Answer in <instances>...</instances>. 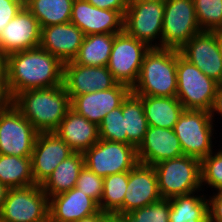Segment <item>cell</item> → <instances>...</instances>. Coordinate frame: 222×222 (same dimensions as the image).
Listing matches in <instances>:
<instances>
[{
    "instance_id": "cell-16",
    "label": "cell",
    "mask_w": 222,
    "mask_h": 222,
    "mask_svg": "<svg viewBox=\"0 0 222 222\" xmlns=\"http://www.w3.org/2000/svg\"><path fill=\"white\" fill-rule=\"evenodd\" d=\"M70 22L85 36L124 31V16L119 11L97 8L87 0H74Z\"/></svg>"
},
{
    "instance_id": "cell-8",
    "label": "cell",
    "mask_w": 222,
    "mask_h": 222,
    "mask_svg": "<svg viewBox=\"0 0 222 222\" xmlns=\"http://www.w3.org/2000/svg\"><path fill=\"white\" fill-rule=\"evenodd\" d=\"M161 48L180 50L202 30L198 24L194 0H164Z\"/></svg>"
},
{
    "instance_id": "cell-6",
    "label": "cell",
    "mask_w": 222,
    "mask_h": 222,
    "mask_svg": "<svg viewBox=\"0 0 222 222\" xmlns=\"http://www.w3.org/2000/svg\"><path fill=\"white\" fill-rule=\"evenodd\" d=\"M176 98L185 110L210 112L218 83L201 72L177 50Z\"/></svg>"
},
{
    "instance_id": "cell-17",
    "label": "cell",
    "mask_w": 222,
    "mask_h": 222,
    "mask_svg": "<svg viewBox=\"0 0 222 222\" xmlns=\"http://www.w3.org/2000/svg\"><path fill=\"white\" fill-rule=\"evenodd\" d=\"M40 41V24L24 6L3 29L0 35V50L7 56L10 53L39 47Z\"/></svg>"
},
{
    "instance_id": "cell-24",
    "label": "cell",
    "mask_w": 222,
    "mask_h": 222,
    "mask_svg": "<svg viewBox=\"0 0 222 222\" xmlns=\"http://www.w3.org/2000/svg\"><path fill=\"white\" fill-rule=\"evenodd\" d=\"M149 126L173 129L185 110L176 97L139 96Z\"/></svg>"
},
{
    "instance_id": "cell-44",
    "label": "cell",
    "mask_w": 222,
    "mask_h": 222,
    "mask_svg": "<svg viewBox=\"0 0 222 222\" xmlns=\"http://www.w3.org/2000/svg\"><path fill=\"white\" fill-rule=\"evenodd\" d=\"M9 190L10 188L8 186L0 183V211L2 209L3 203L5 202L7 198V194Z\"/></svg>"
},
{
    "instance_id": "cell-38",
    "label": "cell",
    "mask_w": 222,
    "mask_h": 222,
    "mask_svg": "<svg viewBox=\"0 0 222 222\" xmlns=\"http://www.w3.org/2000/svg\"><path fill=\"white\" fill-rule=\"evenodd\" d=\"M207 194L209 222H222V191Z\"/></svg>"
},
{
    "instance_id": "cell-21",
    "label": "cell",
    "mask_w": 222,
    "mask_h": 222,
    "mask_svg": "<svg viewBox=\"0 0 222 222\" xmlns=\"http://www.w3.org/2000/svg\"><path fill=\"white\" fill-rule=\"evenodd\" d=\"M85 34L73 23L41 28L40 47L57 57L63 64L77 56Z\"/></svg>"
},
{
    "instance_id": "cell-46",
    "label": "cell",
    "mask_w": 222,
    "mask_h": 222,
    "mask_svg": "<svg viewBox=\"0 0 222 222\" xmlns=\"http://www.w3.org/2000/svg\"><path fill=\"white\" fill-rule=\"evenodd\" d=\"M218 44H219V51L222 57V31H218Z\"/></svg>"
},
{
    "instance_id": "cell-45",
    "label": "cell",
    "mask_w": 222,
    "mask_h": 222,
    "mask_svg": "<svg viewBox=\"0 0 222 222\" xmlns=\"http://www.w3.org/2000/svg\"><path fill=\"white\" fill-rule=\"evenodd\" d=\"M6 56L0 50V76H7L5 71Z\"/></svg>"
},
{
    "instance_id": "cell-15",
    "label": "cell",
    "mask_w": 222,
    "mask_h": 222,
    "mask_svg": "<svg viewBox=\"0 0 222 222\" xmlns=\"http://www.w3.org/2000/svg\"><path fill=\"white\" fill-rule=\"evenodd\" d=\"M73 153L74 151L55 132L39 133L31 154L35 184L42 185L55 168Z\"/></svg>"
},
{
    "instance_id": "cell-34",
    "label": "cell",
    "mask_w": 222,
    "mask_h": 222,
    "mask_svg": "<svg viewBox=\"0 0 222 222\" xmlns=\"http://www.w3.org/2000/svg\"><path fill=\"white\" fill-rule=\"evenodd\" d=\"M100 139L127 144L125 117L122 115V104L110 111L99 124Z\"/></svg>"
},
{
    "instance_id": "cell-19",
    "label": "cell",
    "mask_w": 222,
    "mask_h": 222,
    "mask_svg": "<svg viewBox=\"0 0 222 222\" xmlns=\"http://www.w3.org/2000/svg\"><path fill=\"white\" fill-rule=\"evenodd\" d=\"M162 199L157 175L151 165L138 163L128 171V185L123 201V213L148 206Z\"/></svg>"
},
{
    "instance_id": "cell-9",
    "label": "cell",
    "mask_w": 222,
    "mask_h": 222,
    "mask_svg": "<svg viewBox=\"0 0 222 222\" xmlns=\"http://www.w3.org/2000/svg\"><path fill=\"white\" fill-rule=\"evenodd\" d=\"M149 49L145 42L125 31L118 33L114 37L107 68L118 83L132 89L138 81L144 55Z\"/></svg>"
},
{
    "instance_id": "cell-31",
    "label": "cell",
    "mask_w": 222,
    "mask_h": 222,
    "mask_svg": "<svg viewBox=\"0 0 222 222\" xmlns=\"http://www.w3.org/2000/svg\"><path fill=\"white\" fill-rule=\"evenodd\" d=\"M128 185V171L103 178V195L99 208L105 213H123V201Z\"/></svg>"
},
{
    "instance_id": "cell-27",
    "label": "cell",
    "mask_w": 222,
    "mask_h": 222,
    "mask_svg": "<svg viewBox=\"0 0 222 222\" xmlns=\"http://www.w3.org/2000/svg\"><path fill=\"white\" fill-rule=\"evenodd\" d=\"M116 34H91L84 37L73 62L83 66H107Z\"/></svg>"
},
{
    "instance_id": "cell-33",
    "label": "cell",
    "mask_w": 222,
    "mask_h": 222,
    "mask_svg": "<svg viewBox=\"0 0 222 222\" xmlns=\"http://www.w3.org/2000/svg\"><path fill=\"white\" fill-rule=\"evenodd\" d=\"M222 147L212 151L201 160V185L204 191H222ZM216 151V152H215ZM206 186V187H204ZM209 188V189H207Z\"/></svg>"
},
{
    "instance_id": "cell-30",
    "label": "cell",
    "mask_w": 222,
    "mask_h": 222,
    "mask_svg": "<svg viewBox=\"0 0 222 222\" xmlns=\"http://www.w3.org/2000/svg\"><path fill=\"white\" fill-rule=\"evenodd\" d=\"M0 183L9 188L34 185L31 156L0 154Z\"/></svg>"
},
{
    "instance_id": "cell-18",
    "label": "cell",
    "mask_w": 222,
    "mask_h": 222,
    "mask_svg": "<svg viewBox=\"0 0 222 222\" xmlns=\"http://www.w3.org/2000/svg\"><path fill=\"white\" fill-rule=\"evenodd\" d=\"M131 92L132 90L129 86L117 83L107 90L76 96L71 101V108L99 126L103 118L113 109L120 107Z\"/></svg>"
},
{
    "instance_id": "cell-23",
    "label": "cell",
    "mask_w": 222,
    "mask_h": 222,
    "mask_svg": "<svg viewBox=\"0 0 222 222\" xmlns=\"http://www.w3.org/2000/svg\"><path fill=\"white\" fill-rule=\"evenodd\" d=\"M55 133L74 152L84 153L100 140L99 127L70 108Z\"/></svg>"
},
{
    "instance_id": "cell-39",
    "label": "cell",
    "mask_w": 222,
    "mask_h": 222,
    "mask_svg": "<svg viewBox=\"0 0 222 222\" xmlns=\"http://www.w3.org/2000/svg\"><path fill=\"white\" fill-rule=\"evenodd\" d=\"M91 5L108 10L119 11L123 16L129 5L128 0H87Z\"/></svg>"
},
{
    "instance_id": "cell-41",
    "label": "cell",
    "mask_w": 222,
    "mask_h": 222,
    "mask_svg": "<svg viewBox=\"0 0 222 222\" xmlns=\"http://www.w3.org/2000/svg\"><path fill=\"white\" fill-rule=\"evenodd\" d=\"M210 115L214 122L216 121V115L222 117V83L218 84L217 86L214 102L210 110Z\"/></svg>"
},
{
    "instance_id": "cell-5",
    "label": "cell",
    "mask_w": 222,
    "mask_h": 222,
    "mask_svg": "<svg viewBox=\"0 0 222 222\" xmlns=\"http://www.w3.org/2000/svg\"><path fill=\"white\" fill-rule=\"evenodd\" d=\"M216 125L208 111L184 110L173 128L183 154L201 161L214 151L213 140L216 137L213 134H217L214 128Z\"/></svg>"
},
{
    "instance_id": "cell-37",
    "label": "cell",
    "mask_w": 222,
    "mask_h": 222,
    "mask_svg": "<svg viewBox=\"0 0 222 222\" xmlns=\"http://www.w3.org/2000/svg\"><path fill=\"white\" fill-rule=\"evenodd\" d=\"M24 6L25 0H0V35Z\"/></svg>"
},
{
    "instance_id": "cell-43",
    "label": "cell",
    "mask_w": 222,
    "mask_h": 222,
    "mask_svg": "<svg viewBox=\"0 0 222 222\" xmlns=\"http://www.w3.org/2000/svg\"><path fill=\"white\" fill-rule=\"evenodd\" d=\"M104 222H127L126 219L118 213H105Z\"/></svg>"
},
{
    "instance_id": "cell-47",
    "label": "cell",
    "mask_w": 222,
    "mask_h": 222,
    "mask_svg": "<svg viewBox=\"0 0 222 222\" xmlns=\"http://www.w3.org/2000/svg\"><path fill=\"white\" fill-rule=\"evenodd\" d=\"M151 0H128V3H138V2H147Z\"/></svg>"
},
{
    "instance_id": "cell-32",
    "label": "cell",
    "mask_w": 222,
    "mask_h": 222,
    "mask_svg": "<svg viewBox=\"0 0 222 222\" xmlns=\"http://www.w3.org/2000/svg\"><path fill=\"white\" fill-rule=\"evenodd\" d=\"M194 5L202 31H222V0H194Z\"/></svg>"
},
{
    "instance_id": "cell-7",
    "label": "cell",
    "mask_w": 222,
    "mask_h": 222,
    "mask_svg": "<svg viewBox=\"0 0 222 222\" xmlns=\"http://www.w3.org/2000/svg\"><path fill=\"white\" fill-rule=\"evenodd\" d=\"M1 222H48L49 198L41 185L10 188L0 211Z\"/></svg>"
},
{
    "instance_id": "cell-35",
    "label": "cell",
    "mask_w": 222,
    "mask_h": 222,
    "mask_svg": "<svg viewBox=\"0 0 222 222\" xmlns=\"http://www.w3.org/2000/svg\"><path fill=\"white\" fill-rule=\"evenodd\" d=\"M170 199L162 198L148 206L121 215L127 222H169Z\"/></svg>"
},
{
    "instance_id": "cell-2",
    "label": "cell",
    "mask_w": 222,
    "mask_h": 222,
    "mask_svg": "<svg viewBox=\"0 0 222 222\" xmlns=\"http://www.w3.org/2000/svg\"><path fill=\"white\" fill-rule=\"evenodd\" d=\"M13 105L38 133H50L58 129L71 108V100L62 84L20 92L13 98Z\"/></svg>"
},
{
    "instance_id": "cell-25",
    "label": "cell",
    "mask_w": 222,
    "mask_h": 222,
    "mask_svg": "<svg viewBox=\"0 0 222 222\" xmlns=\"http://www.w3.org/2000/svg\"><path fill=\"white\" fill-rule=\"evenodd\" d=\"M85 166L84 155L74 152L63 160L41 185L48 198L76 187L78 176Z\"/></svg>"
},
{
    "instance_id": "cell-14",
    "label": "cell",
    "mask_w": 222,
    "mask_h": 222,
    "mask_svg": "<svg viewBox=\"0 0 222 222\" xmlns=\"http://www.w3.org/2000/svg\"><path fill=\"white\" fill-rule=\"evenodd\" d=\"M117 83L107 66H83L73 61L63 64V85L71 101L85 93L110 89Z\"/></svg>"
},
{
    "instance_id": "cell-4",
    "label": "cell",
    "mask_w": 222,
    "mask_h": 222,
    "mask_svg": "<svg viewBox=\"0 0 222 222\" xmlns=\"http://www.w3.org/2000/svg\"><path fill=\"white\" fill-rule=\"evenodd\" d=\"M162 198L169 199L202 191L201 161L195 157H181L162 161L153 166Z\"/></svg>"
},
{
    "instance_id": "cell-1",
    "label": "cell",
    "mask_w": 222,
    "mask_h": 222,
    "mask_svg": "<svg viewBox=\"0 0 222 222\" xmlns=\"http://www.w3.org/2000/svg\"><path fill=\"white\" fill-rule=\"evenodd\" d=\"M5 71L12 98L25 90L63 84V63L40 46L8 54Z\"/></svg>"
},
{
    "instance_id": "cell-3",
    "label": "cell",
    "mask_w": 222,
    "mask_h": 222,
    "mask_svg": "<svg viewBox=\"0 0 222 222\" xmlns=\"http://www.w3.org/2000/svg\"><path fill=\"white\" fill-rule=\"evenodd\" d=\"M177 49L150 48L144 55L141 71L132 93L136 96L176 97Z\"/></svg>"
},
{
    "instance_id": "cell-12",
    "label": "cell",
    "mask_w": 222,
    "mask_h": 222,
    "mask_svg": "<svg viewBox=\"0 0 222 222\" xmlns=\"http://www.w3.org/2000/svg\"><path fill=\"white\" fill-rule=\"evenodd\" d=\"M38 134L13 104L0 111V154L31 156Z\"/></svg>"
},
{
    "instance_id": "cell-10",
    "label": "cell",
    "mask_w": 222,
    "mask_h": 222,
    "mask_svg": "<svg viewBox=\"0 0 222 222\" xmlns=\"http://www.w3.org/2000/svg\"><path fill=\"white\" fill-rule=\"evenodd\" d=\"M164 7V0L129 3L124 15V31L150 48H161Z\"/></svg>"
},
{
    "instance_id": "cell-42",
    "label": "cell",
    "mask_w": 222,
    "mask_h": 222,
    "mask_svg": "<svg viewBox=\"0 0 222 222\" xmlns=\"http://www.w3.org/2000/svg\"><path fill=\"white\" fill-rule=\"evenodd\" d=\"M104 214L105 212L100 210L98 213L84 217L76 222H104Z\"/></svg>"
},
{
    "instance_id": "cell-22",
    "label": "cell",
    "mask_w": 222,
    "mask_h": 222,
    "mask_svg": "<svg viewBox=\"0 0 222 222\" xmlns=\"http://www.w3.org/2000/svg\"><path fill=\"white\" fill-rule=\"evenodd\" d=\"M99 211V204L76 187L49 198L51 222H76Z\"/></svg>"
},
{
    "instance_id": "cell-36",
    "label": "cell",
    "mask_w": 222,
    "mask_h": 222,
    "mask_svg": "<svg viewBox=\"0 0 222 222\" xmlns=\"http://www.w3.org/2000/svg\"><path fill=\"white\" fill-rule=\"evenodd\" d=\"M76 188L100 204L103 195V177L84 166L78 176Z\"/></svg>"
},
{
    "instance_id": "cell-29",
    "label": "cell",
    "mask_w": 222,
    "mask_h": 222,
    "mask_svg": "<svg viewBox=\"0 0 222 222\" xmlns=\"http://www.w3.org/2000/svg\"><path fill=\"white\" fill-rule=\"evenodd\" d=\"M122 115L125 117L127 144L133 145L137 149L149 126L144 114L142 99L131 92L122 102Z\"/></svg>"
},
{
    "instance_id": "cell-40",
    "label": "cell",
    "mask_w": 222,
    "mask_h": 222,
    "mask_svg": "<svg viewBox=\"0 0 222 222\" xmlns=\"http://www.w3.org/2000/svg\"><path fill=\"white\" fill-rule=\"evenodd\" d=\"M13 104V98L7 85V76H0V111L8 109Z\"/></svg>"
},
{
    "instance_id": "cell-20",
    "label": "cell",
    "mask_w": 222,
    "mask_h": 222,
    "mask_svg": "<svg viewBox=\"0 0 222 222\" xmlns=\"http://www.w3.org/2000/svg\"><path fill=\"white\" fill-rule=\"evenodd\" d=\"M182 155L181 144L174 130L154 126H148L144 139L137 148L138 162L151 166Z\"/></svg>"
},
{
    "instance_id": "cell-11",
    "label": "cell",
    "mask_w": 222,
    "mask_h": 222,
    "mask_svg": "<svg viewBox=\"0 0 222 222\" xmlns=\"http://www.w3.org/2000/svg\"><path fill=\"white\" fill-rule=\"evenodd\" d=\"M83 155L85 166L103 178L130 171L139 163L137 149L133 145L103 139L86 150Z\"/></svg>"
},
{
    "instance_id": "cell-13",
    "label": "cell",
    "mask_w": 222,
    "mask_h": 222,
    "mask_svg": "<svg viewBox=\"0 0 222 222\" xmlns=\"http://www.w3.org/2000/svg\"><path fill=\"white\" fill-rule=\"evenodd\" d=\"M180 54L218 84L222 83V57L219 51L218 31H201L180 50Z\"/></svg>"
},
{
    "instance_id": "cell-26",
    "label": "cell",
    "mask_w": 222,
    "mask_h": 222,
    "mask_svg": "<svg viewBox=\"0 0 222 222\" xmlns=\"http://www.w3.org/2000/svg\"><path fill=\"white\" fill-rule=\"evenodd\" d=\"M199 192L169 198V222H209L208 198Z\"/></svg>"
},
{
    "instance_id": "cell-28",
    "label": "cell",
    "mask_w": 222,
    "mask_h": 222,
    "mask_svg": "<svg viewBox=\"0 0 222 222\" xmlns=\"http://www.w3.org/2000/svg\"><path fill=\"white\" fill-rule=\"evenodd\" d=\"M74 0H25V7L40 27L70 22Z\"/></svg>"
}]
</instances>
